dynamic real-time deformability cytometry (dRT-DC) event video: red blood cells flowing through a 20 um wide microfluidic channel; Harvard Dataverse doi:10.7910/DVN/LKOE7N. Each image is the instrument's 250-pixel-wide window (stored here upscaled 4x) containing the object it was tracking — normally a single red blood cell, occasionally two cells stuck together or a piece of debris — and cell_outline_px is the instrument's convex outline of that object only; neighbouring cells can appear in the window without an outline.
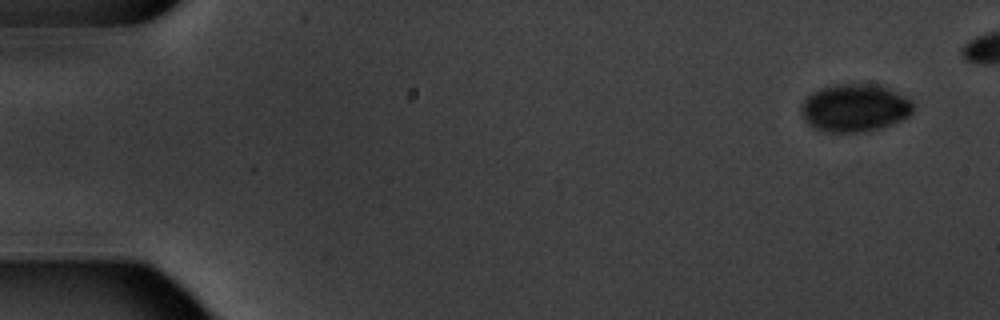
{"species": "common noctule bat (a hibernating species)", "species_latin": "Nyctalus noctula", "temperature_condition": "warm", "stored_images_in_passage": 6, "camera_frame_rate_fps": 3000, "um_per_image_px": 0.085, "animal": {"sex": "male", "body_mass_g": 20.1, "forearm_length_mm": 53.5}, "frame": {"image": 1, "passage_image": 1, "time_ms": 0.0, "image_size_px": [1000, 320], "cell_outline_px": [[912, 112], [904, 120], [884, 128], [872, 132], [824, 132], [812, 128], [804, 120], [800, 112], [800, 104], [804, 96], [820, 88], [832, 84], [880, 84], [912, 100]], "centroid_in_image_um": [72.61, 9.19], "position_along_channel_um": 12.4, "area_um2": 32.08}}